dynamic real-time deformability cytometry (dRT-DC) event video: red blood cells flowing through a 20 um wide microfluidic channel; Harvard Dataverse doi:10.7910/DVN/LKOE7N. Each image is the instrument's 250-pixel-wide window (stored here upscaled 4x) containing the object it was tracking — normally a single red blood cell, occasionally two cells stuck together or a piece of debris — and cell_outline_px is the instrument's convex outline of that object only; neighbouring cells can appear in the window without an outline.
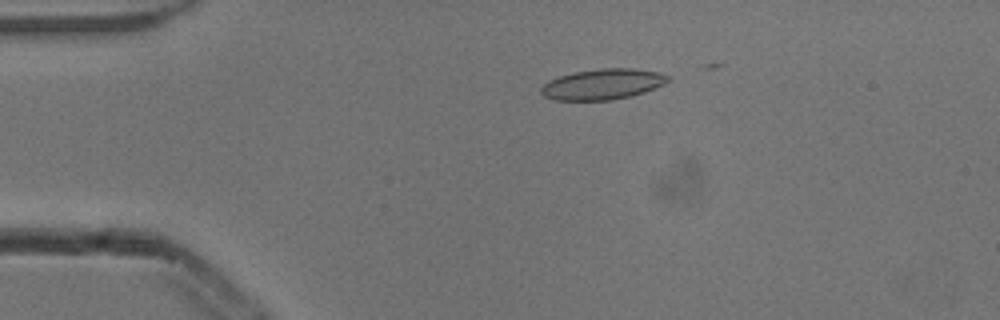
{"species": "common noctule bat (a hibernating species)", "species_latin": "Nyctalus noctula", "temperature_condition": "cold", "stored_images_in_passage": 5, "camera_frame_rate_fps": 3000, "um_per_image_px": 0.085, "animal": {"sex": "male", "body_mass_g": 13.3}, "frame": {"image": 1, "passage_image": 3, "time_ms": 0.667, "image_size_px": [1000, 320], "cell_outline_px": [[672, 80], [664, 84], [644, 92], [632, 96], [612, 100], [552, 100], [544, 96], [540, 92], [540, 88], [548, 80], [572, 72], [600, 68], [632, 68], [656, 72], [672, 76]], "centroid_in_image_um": [51.23, 7.16], "position_along_channel_um": 33.8, "area_um2": 22.89}}